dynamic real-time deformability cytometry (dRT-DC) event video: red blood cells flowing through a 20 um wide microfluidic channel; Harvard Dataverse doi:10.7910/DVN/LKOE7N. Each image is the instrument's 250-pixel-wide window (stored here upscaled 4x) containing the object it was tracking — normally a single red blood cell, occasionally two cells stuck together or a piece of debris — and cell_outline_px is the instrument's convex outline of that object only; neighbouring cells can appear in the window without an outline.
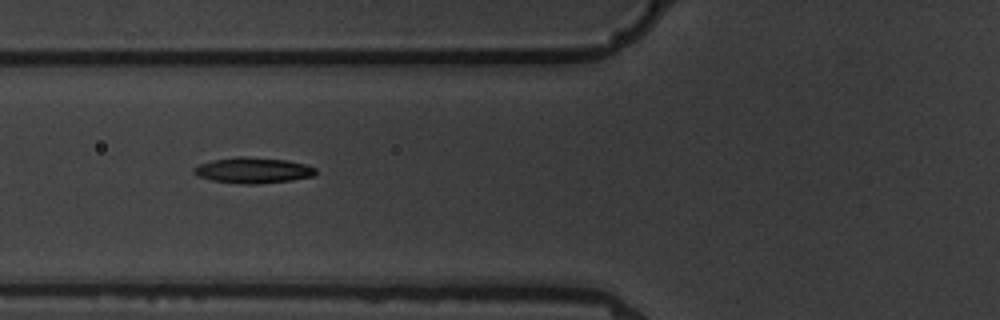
{"species": "common noctule bat (a hibernating species)", "species_latin": "Nyctalus noctula", "temperature_condition": "warm", "stored_images_in_passage": 3, "camera_frame_rate_fps": 3000, "um_per_image_px": 0.085, "animal": {"sex": "male", "body_mass_g": 19.5, "forearm_length_mm": 54.6}, "frame": {"image": 1, "passage_image": 2, "time_ms": 1.333, "image_size_px": [1000, 320], "cell_outline_px": [[316, 172], [312, 176], [292, 180], [256, 184], [240, 184], [212, 180], [196, 176], [192, 172], [192, 168], [200, 164], [212, 160], [236, 156], [248, 156], [288, 160], [304, 164], [316, 168]], "centroid_in_image_um": [21.46, 14.47], "position_along_channel_um": 104.3, "area_um2": 18.44}}
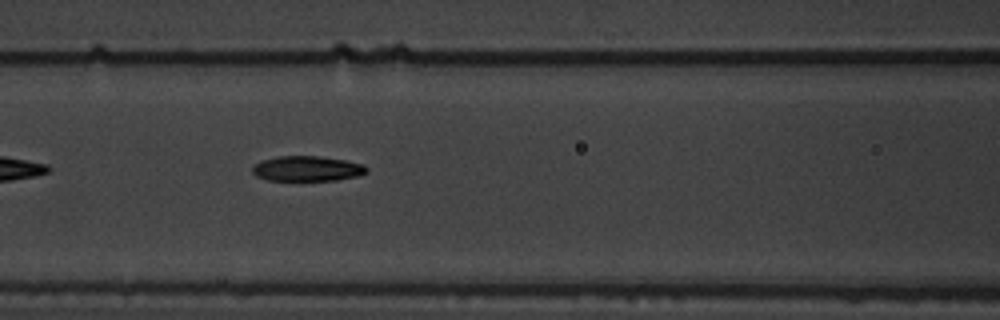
{"frame": {"image": 2, "passage_image": 3, "time_ms": 2.333, "image_size_px": [1000, 320], "cell_outline_px": [[368, 172], [360, 176], [336, 180], [268, 180], [256, 176], [252, 172], [252, 168], [260, 160], [280, 156], [320, 156], [344, 160], [364, 164], [368, 168]], "centroid_in_image_um": [26.14, 14.33], "position_along_channel_um": 140.5, "area_um2": 16.82}}